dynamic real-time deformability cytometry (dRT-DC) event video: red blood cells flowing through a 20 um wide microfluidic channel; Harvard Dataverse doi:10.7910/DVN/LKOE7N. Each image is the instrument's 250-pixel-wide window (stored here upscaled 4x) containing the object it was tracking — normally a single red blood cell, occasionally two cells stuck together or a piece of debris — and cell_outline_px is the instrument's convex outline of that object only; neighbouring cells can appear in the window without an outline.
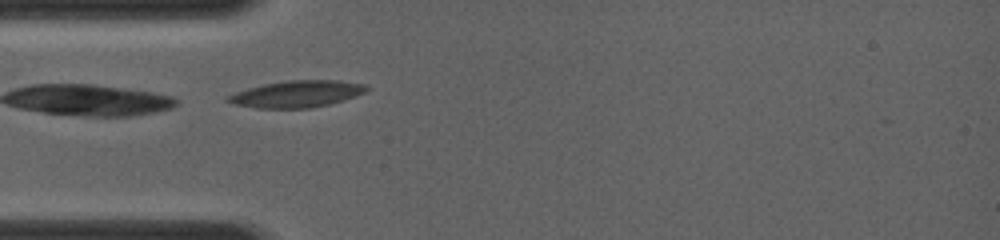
{"species": "common noctule bat (a hibernating species)", "species_latin": "Nyctalus noctula", "temperature_condition": "room temperature", "stored_images_in_passage": 14, "camera_frame_rate_fps": 4000, "um_per_image_px": 0.085, "animal": {"sex": "female", "body_mass_g": 19.0, "forearm_length_mm": 56.7}, "frame": {"image": 1, "passage_image": 1, "time_ms": 0.0, "image_size_px": [1000, 240], "cell_outline_px": [[372, 88], [356, 96], [328, 104], [308, 108], [256, 108], [236, 104], [224, 100], [224, 96], [248, 88], [264, 84], [288, 80], [340, 80], [368, 84]], "centroid_in_image_um": [25.25, 7.97], "position_along_channel_um": 59.7, "area_um2": 21.68}}